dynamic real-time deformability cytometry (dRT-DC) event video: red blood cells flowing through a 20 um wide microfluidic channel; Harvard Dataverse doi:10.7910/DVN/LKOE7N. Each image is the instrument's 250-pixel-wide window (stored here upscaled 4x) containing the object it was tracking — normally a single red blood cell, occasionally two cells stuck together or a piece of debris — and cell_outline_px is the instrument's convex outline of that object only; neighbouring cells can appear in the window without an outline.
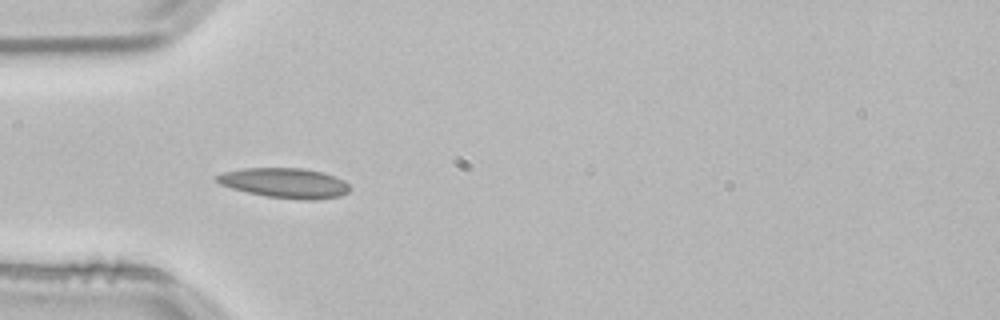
{"species": "common noctule bat (a hibernating species)", "species_latin": "Nyctalus noctula", "temperature_condition": "room temperature", "stored_images_in_passage": 37, "camera_frame_rate_fps": 3000, "um_per_image_px": 0.085, "animal": {"sex": "male", "body_mass_g": 21.5, "forearm_length_mm": 52.0}, "frame": {"image": 1, "passage_image": 1, "time_ms": 0.0, "image_size_px": [1000, 320], "cell_outline_px": [[352, 188], [348, 192], [340, 196], [312, 200], [300, 200], [264, 196], [232, 188], [220, 184], [212, 176], [224, 172], [244, 168], [304, 168], [324, 172], [336, 176], [344, 180]], "centroid_in_image_um": [24.23, 15.55], "position_along_channel_um": 60.8, "area_um2": 23.47}}
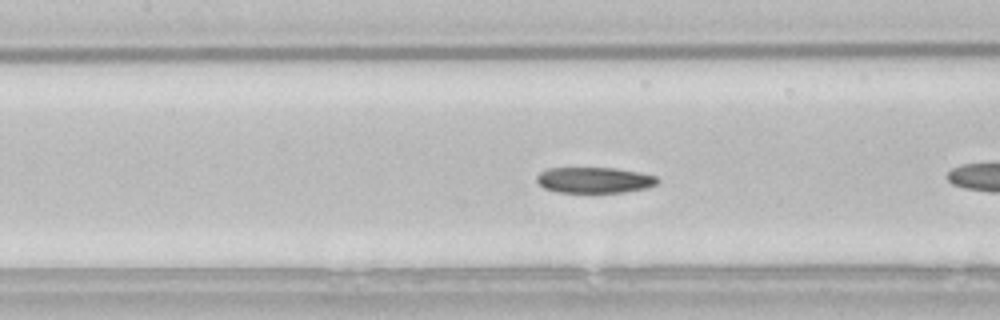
{"frame": {"image": 2, "passage_image": 6, "time_ms": 1.667, "image_size_px": [1000, 320], "cell_outline_px": [[660, 180], [656, 184], [648, 188], [624, 192], [556, 192], [544, 188], [536, 180], [536, 176], [540, 172], [548, 168], [616, 168], [640, 172], [656, 176]], "centroid_in_image_um": [50.54, 15.3], "position_along_channel_um": 156.9, "area_um2": 18.26}}
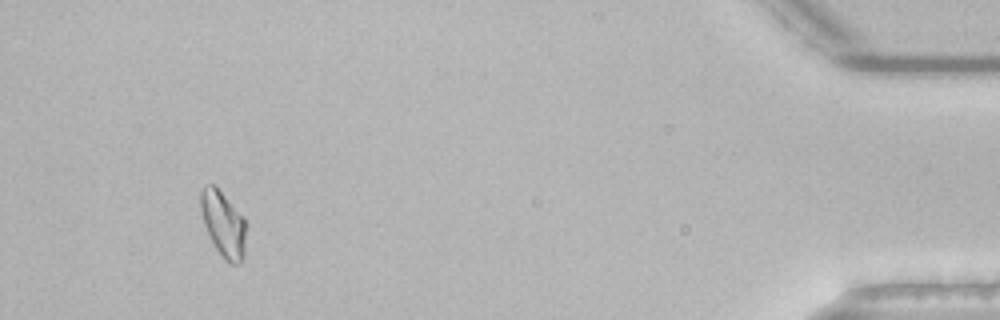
{"frame": {"image": 3, "passage_image": 37, "time_ms": 12.0, "image_size_px": [1000, 320], "cell_outline_px": [[248, 224], [244, 260], [240, 264], [232, 264], [216, 248], [204, 224], [200, 208], [200, 192], [204, 184], [216, 184], [244, 216]], "centroid_in_image_um": [19.03, 18.98], "position_along_channel_um": 416.2, "area_um2": 17.92}, "authors_computed_cell_mechanics": {"area_um2": 19.1896, "velocity_mm_per_s": 3.777, "shape_relaxation_time_tau1_ms": null, "shape_relaxation_time_tau2_ms": 2.0541, "deformation_change_tau1": null, "deformation_change_tau2": 0.0585}}